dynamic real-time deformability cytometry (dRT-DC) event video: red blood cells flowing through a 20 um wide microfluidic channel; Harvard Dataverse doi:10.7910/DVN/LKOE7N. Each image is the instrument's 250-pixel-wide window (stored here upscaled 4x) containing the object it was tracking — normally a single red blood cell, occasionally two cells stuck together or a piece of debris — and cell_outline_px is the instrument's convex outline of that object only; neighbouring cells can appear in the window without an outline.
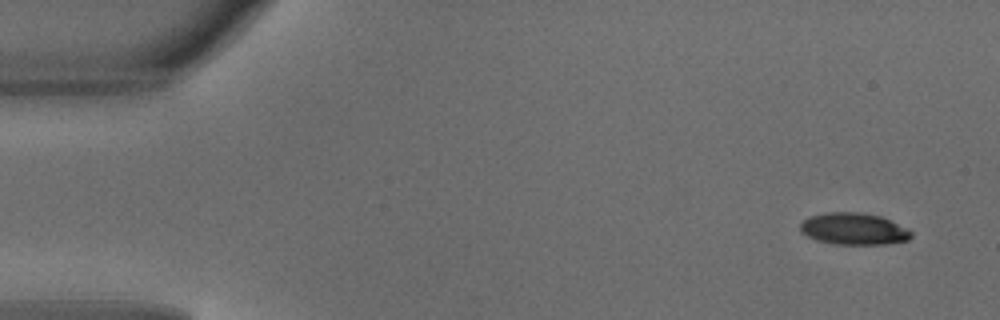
{"species": "common noctule bat (a hibernating species)", "species_latin": "Nyctalus noctula", "temperature_condition": "warm", "stored_images_in_passage": 4, "camera_frame_rate_fps": 3000, "um_per_image_px": 0.085, "animal": {"sex": "male", "body_mass_g": 18.8}, "frame": {"image": 1, "passage_image": 1, "time_ms": 0.0, "image_size_px": [1000, 320], "cell_outline_px": [[912, 236], [908, 240], [888, 244], [832, 244], [816, 240], [800, 232], [800, 224], [808, 216], [824, 212], [860, 212], [880, 216], [908, 228], [912, 232]], "centroid_in_image_um": [72.55, 19.45], "position_along_channel_um": 12.4, "area_um2": 20.75}}
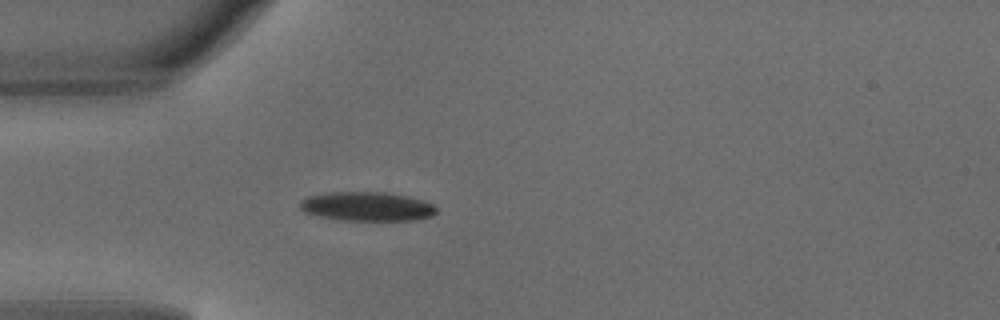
{"frame": {"image": 2, "passage_image": 4, "time_ms": 1.0, "image_size_px": [1000, 320], "cell_outline_px": [[436, 212], [432, 216], [416, 220], [340, 220], [320, 216], [304, 212], [300, 208], [300, 200], [308, 196], [328, 192], [388, 192], [408, 196], [432, 204], [436, 208]], "centroid_in_image_um": [31.18, 17.54], "position_along_channel_um": 53.8, "area_um2": 23.12}}